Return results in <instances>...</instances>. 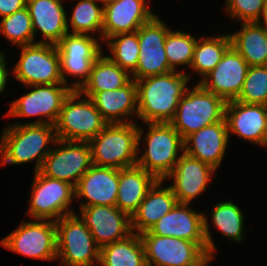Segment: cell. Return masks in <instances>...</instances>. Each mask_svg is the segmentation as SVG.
I'll use <instances>...</instances> for the list:
<instances>
[{
    "label": "cell",
    "mask_w": 267,
    "mask_h": 266,
    "mask_svg": "<svg viewBox=\"0 0 267 266\" xmlns=\"http://www.w3.org/2000/svg\"><path fill=\"white\" fill-rule=\"evenodd\" d=\"M147 266H208L213 259L206 242L159 236L149 230L140 234Z\"/></svg>",
    "instance_id": "cell-6"
},
{
    "label": "cell",
    "mask_w": 267,
    "mask_h": 266,
    "mask_svg": "<svg viewBox=\"0 0 267 266\" xmlns=\"http://www.w3.org/2000/svg\"><path fill=\"white\" fill-rule=\"evenodd\" d=\"M170 30L159 16L155 15L149 22L138 29L139 58L133 80L174 71L165 54V40Z\"/></svg>",
    "instance_id": "cell-16"
},
{
    "label": "cell",
    "mask_w": 267,
    "mask_h": 266,
    "mask_svg": "<svg viewBox=\"0 0 267 266\" xmlns=\"http://www.w3.org/2000/svg\"><path fill=\"white\" fill-rule=\"evenodd\" d=\"M244 214L233 201H221L211 212L212 223L227 239L241 243L245 235Z\"/></svg>",
    "instance_id": "cell-33"
},
{
    "label": "cell",
    "mask_w": 267,
    "mask_h": 266,
    "mask_svg": "<svg viewBox=\"0 0 267 266\" xmlns=\"http://www.w3.org/2000/svg\"><path fill=\"white\" fill-rule=\"evenodd\" d=\"M53 145H58V147L51 148L44 159L40 172L49 178L76 186L79 179L93 165L89 143L57 138Z\"/></svg>",
    "instance_id": "cell-15"
},
{
    "label": "cell",
    "mask_w": 267,
    "mask_h": 266,
    "mask_svg": "<svg viewBox=\"0 0 267 266\" xmlns=\"http://www.w3.org/2000/svg\"><path fill=\"white\" fill-rule=\"evenodd\" d=\"M26 5L27 0H0V17L11 15L25 8Z\"/></svg>",
    "instance_id": "cell-39"
},
{
    "label": "cell",
    "mask_w": 267,
    "mask_h": 266,
    "mask_svg": "<svg viewBox=\"0 0 267 266\" xmlns=\"http://www.w3.org/2000/svg\"><path fill=\"white\" fill-rule=\"evenodd\" d=\"M20 58L13 74L24 86L64 83L57 45L34 43L20 46Z\"/></svg>",
    "instance_id": "cell-10"
},
{
    "label": "cell",
    "mask_w": 267,
    "mask_h": 266,
    "mask_svg": "<svg viewBox=\"0 0 267 266\" xmlns=\"http://www.w3.org/2000/svg\"><path fill=\"white\" fill-rule=\"evenodd\" d=\"M55 224L57 259L62 266H98L100 248L78 214L66 215Z\"/></svg>",
    "instance_id": "cell-8"
},
{
    "label": "cell",
    "mask_w": 267,
    "mask_h": 266,
    "mask_svg": "<svg viewBox=\"0 0 267 266\" xmlns=\"http://www.w3.org/2000/svg\"><path fill=\"white\" fill-rule=\"evenodd\" d=\"M156 181L151 173L138 165L119 169L116 207L132 217Z\"/></svg>",
    "instance_id": "cell-27"
},
{
    "label": "cell",
    "mask_w": 267,
    "mask_h": 266,
    "mask_svg": "<svg viewBox=\"0 0 267 266\" xmlns=\"http://www.w3.org/2000/svg\"><path fill=\"white\" fill-rule=\"evenodd\" d=\"M228 135L267 147V105L229 101L225 108Z\"/></svg>",
    "instance_id": "cell-19"
},
{
    "label": "cell",
    "mask_w": 267,
    "mask_h": 266,
    "mask_svg": "<svg viewBox=\"0 0 267 266\" xmlns=\"http://www.w3.org/2000/svg\"><path fill=\"white\" fill-rule=\"evenodd\" d=\"M103 54L95 60L87 81L78 90L85 97L92 98L97 92L121 88L132 79L126 70Z\"/></svg>",
    "instance_id": "cell-29"
},
{
    "label": "cell",
    "mask_w": 267,
    "mask_h": 266,
    "mask_svg": "<svg viewBox=\"0 0 267 266\" xmlns=\"http://www.w3.org/2000/svg\"><path fill=\"white\" fill-rule=\"evenodd\" d=\"M0 33L5 36L12 45L18 47L31 45L34 42L33 25L30 18L29 10L27 7L12 13L11 15L4 16L0 20Z\"/></svg>",
    "instance_id": "cell-35"
},
{
    "label": "cell",
    "mask_w": 267,
    "mask_h": 266,
    "mask_svg": "<svg viewBox=\"0 0 267 266\" xmlns=\"http://www.w3.org/2000/svg\"><path fill=\"white\" fill-rule=\"evenodd\" d=\"M209 164L194 157L182 153L172 172L165 180L173 179L169 186L173 190L178 203L190 204V202L201 195L215 174Z\"/></svg>",
    "instance_id": "cell-20"
},
{
    "label": "cell",
    "mask_w": 267,
    "mask_h": 266,
    "mask_svg": "<svg viewBox=\"0 0 267 266\" xmlns=\"http://www.w3.org/2000/svg\"><path fill=\"white\" fill-rule=\"evenodd\" d=\"M92 164L116 169L135 166L138 155V124L110 123L88 141Z\"/></svg>",
    "instance_id": "cell-4"
},
{
    "label": "cell",
    "mask_w": 267,
    "mask_h": 266,
    "mask_svg": "<svg viewBox=\"0 0 267 266\" xmlns=\"http://www.w3.org/2000/svg\"><path fill=\"white\" fill-rule=\"evenodd\" d=\"M226 104L224 99L198 83L191 90H186L170 124L185 140L203 127L224 120Z\"/></svg>",
    "instance_id": "cell-5"
},
{
    "label": "cell",
    "mask_w": 267,
    "mask_h": 266,
    "mask_svg": "<svg viewBox=\"0 0 267 266\" xmlns=\"http://www.w3.org/2000/svg\"><path fill=\"white\" fill-rule=\"evenodd\" d=\"M110 54L108 58L132 75L137 68L139 58L138 30L130 33H121L105 40Z\"/></svg>",
    "instance_id": "cell-34"
},
{
    "label": "cell",
    "mask_w": 267,
    "mask_h": 266,
    "mask_svg": "<svg viewBox=\"0 0 267 266\" xmlns=\"http://www.w3.org/2000/svg\"><path fill=\"white\" fill-rule=\"evenodd\" d=\"M100 1H101V3H103V4H100V5L104 6V5H109L111 3L118 2V1H121V0H100Z\"/></svg>",
    "instance_id": "cell-42"
},
{
    "label": "cell",
    "mask_w": 267,
    "mask_h": 266,
    "mask_svg": "<svg viewBox=\"0 0 267 266\" xmlns=\"http://www.w3.org/2000/svg\"><path fill=\"white\" fill-rule=\"evenodd\" d=\"M208 216L197 212L190 204L177 203L149 230L159 236H171L192 242H206L207 253L214 259L216 246L209 229Z\"/></svg>",
    "instance_id": "cell-14"
},
{
    "label": "cell",
    "mask_w": 267,
    "mask_h": 266,
    "mask_svg": "<svg viewBox=\"0 0 267 266\" xmlns=\"http://www.w3.org/2000/svg\"><path fill=\"white\" fill-rule=\"evenodd\" d=\"M119 169L92 165L75 186V198H85L80 207L116 206Z\"/></svg>",
    "instance_id": "cell-22"
},
{
    "label": "cell",
    "mask_w": 267,
    "mask_h": 266,
    "mask_svg": "<svg viewBox=\"0 0 267 266\" xmlns=\"http://www.w3.org/2000/svg\"><path fill=\"white\" fill-rule=\"evenodd\" d=\"M148 126L145 150L141 153V141L144 129L138 126L139 167L151 173L157 180H165L172 172L177 161L184 152V140L170 123H145ZM140 148V149H139ZM182 152V153H181ZM141 153V155H139ZM178 153H180L178 155Z\"/></svg>",
    "instance_id": "cell-3"
},
{
    "label": "cell",
    "mask_w": 267,
    "mask_h": 266,
    "mask_svg": "<svg viewBox=\"0 0 267 266\" xmlns=\"http://www.w3.org/2000/svg\"><path fill=\"white\" fill-rule=\"evenodd\" d=\"M57 140L55 126L50 124L15 123L7 125L0 138V164H23L35 161L34 172L40 171L51 151L48 144Z\"/></svg>",
    "instance_id": "cell-2"
},
{
    "label": "cell",
    "mask_w": 267,
    "mask_h": 266,
    "mask_svg": "<svg viewBox=\"0 0 267 266\" xmlns=\"http://www.w3.org/2000/svg\"><path fill=\"white\" fill-rule=\"evenodd\" d=\"M57 49L63 82L68 86L66 76L75 77L78 81H72L69 86L79 90L87 81L93 63L103 53L100 40L88 34L67 33L57 44Z\"/></svg>",
    "instance_id": "cell-12"
},
{
    "label": "cell",
    "mask_w": 267,
    "mask_h": 266,
    "mask_svg": "<svg viewBox=\"0 0 267 266\" xmlns=\"http://www.w3.org/2000/svg\"><path fill=\"white\" fill-rule=\"evenodd\" d=\"M229 138L224 119L189 135L184 140V152L217 170L223 162Z\"/></svg>",
    "instance_id": "cell-23"
},
{
    "label": "cell",
    "mask_w": 267,
    "mask_h": 266,
    "mask_svg": "<svg viewBox=\"0 0 267 266\" xmlns=\"http://www.w3.org/2000/svg\"><path fill=\"white\" fill-rule=\"evenodd\" d=\"M192 73L172 71L136 80L137 116L143 123H170Z\"/></svg>",
    "instance_id": "cell-1"
},
{
    "label": "cell",
    "mask_w": 267,
    "mask_h": 266,
    "mask_svg": "<svg viewBox=\"0 0 267 266\" xmlns=\"http://www.w3.org/2000/svg\"><path fill=\"white\" fill-rule=\"evenodd\" d=\"M107 124L93 100L73 90L65 99L54 126L58 139L88 142Z\"/></svg>",
    "instance_id": "cell-7"
},
{
    "label": "cell",
    "mask_w": 267,
    "mask_h": 266,
    "mask_svg": "<svg viewBox=\"0 0 267 266\" xmlns=\"http://www.w3.org/2000/svg\"><path fill=\"white\" fill-rule=\"evenodd\" d=\"M98 2L101 3L100 0L77 1L71 17H67L68 33L88 35L92 33L93 35V33L96 34L95 32L98 31L99 39L102 40L104 6L98 5ZM69 27L72 29L71 32H69Z\"/></svg>",
    "instance_id": "cell-32"
},
{
    "label": "cell",
    "mask_w": 267,
    "mask_h": 266,
    "mask_svg": "<svg viewBox=\"0 0 267 266\" xmlns=\"http://www.w3.org/2000/svg\"><path fill=\"white\" fill-rule=\"evenodd\" d=\"M230 46V33L215 37H204L203 35L195 44L190 69L200 75L202 80L221 61Z\"/></svg>",
    "instance_id": "cell-31"
},
{
    "label": "cell",
    "mask_w": 267,
    "mask_h": 266,
    "mask_svg": "<svg viewBox=\"0 0 267 266\" xmlns=\"http://www.w3.org/2000/svg\"><path fill=\"white\" fill-rule=\"evenodd\" d=\"M197 39L192 35L181 31L169 30L165 40V54L169 66L176 71V66L190 67Z\"/></svg>",
    "instance_id": "cell-36"
},
{
    "label": "cell",
    "mask_w": 267,
    "mask_h": 266,
    "mask_svg": "<svg viewBox=\"0 0 267 266\" xmlns=\"http://www.w3.org/2000/svg\"><path fill=\"white\" fill-rule=\"evenodd\" d=\"M0 245L25 257L52 261L57 259V228L55 221L32 219L21 221Z\"/></svg>",
    "instance_id": "cell-9"
},
{
    "label": "cell",
    "mask_w": 267,
    "mask_h": 266,
    "mask_svg": "<svg viewBox=\"0 0 267 266\" xmlns=\"http://www.w3.org/2000/svg\"><path fill=\"white\" fill-rule=\"evenodd\" d=\"M264 8V0H226L225 12L234 20L258 22Z\"/></svg>",
    "instance_id": "cell-38"
},
{
    "label": "cell",
    "mask_w": 267,
    "mask_h": 266,
    "mask_svg": "<svg viewBox=\"0 0 267 266\" xmlns=\"http://www.w3.org/2000/svg\"><path fill=\"white\" fill-rule=\"evenodd\" d=\"M62 0H27L34 35L41 32L44 40L36 43L57 45L68 33L67 13Z\"/></svg>",
    "instance_id": "cell-24"
},
{
    "label": "cell",
    "mask_w": 267,
    "mask_h": 266,
    "mask_svg": "<svg viewBox=\"0 0 267 266\" xmlns=\"http://www.w3.org/2000/svg\"><path fill=\"white\" fill-rule=\"evenodd\" d=\"M28 212L32 219L52 220L75 213L70 203L75 198V186L34 172ZM55 218V219H53Z\"/></svg>",
    "instance_id": "cell-11"
},
{
    "label": "cell",
    "mask_w": 267,
    "mask_h": 266,
    "mask_svg": "<svg viewBox=\"0 0 267 266\" xmlns=\"http://www.w3.org/2000/svg\"><path fill=\"white\" fill-rule=\"evenodd\" d=\"M239 31L230 34L232 47L249 66L267 65V30L258 22H242Z\"/></svg>",
    "instance_id": "cell-28"
},
{
    "label": "cell",
    "mask_w": 267,
    "mask_h": 266,
    "mask_svg": "<svg viewBox=\"0 0 267 266\" xmlns=\"http://www.w3.org/2000/svg\"><path fill=\"white\" fill-rule=\"evenodd\" d=\"M33 90L11 102L6 117H39L28 124L55 125L65 99L73 91L65 83L27 86Z\"/></svg>",
    "instance_id": "cell-13"
},
{
    "label": "cell",
    "mask_w": 267,
    "mask_h": 266,
    "mask_svg": "<svg viewBox=\"0 0 267 266\" xmlns=\"http://www.w3.org/2000/svg\"><path fill=\"white\" fill-rule=\"evenodd\" d=\"M80 219L101 249L133 233L131 217L116 206L95 205L80 207Z\"/></svg>",
    "instance_id": "cell-17"
},
{
    "label": "cell",
    "mask_w": 267,
    "mask_h": 266,
    "mask_svg": "<svg viewBox=\"0 0 267 266\" xmlns=\"http://www.w3.org/2000/svg\"><path fill=\"white\" fill-rule=\"evenodd\" d=\"M164 180H157L148 190L144 200L131 217L132 231L141 234L151 227L178 203L169 185L163 187Z\"/></svg>",
    "instance_id": "cell-26"
},
{
    "label": "cell",
    "mask_w": 267,
    "mask_h": 266,
    "mask_svg": "<svg viewBox=\"0 0 267 266\" xmlns=\"http://www.w3.org/2000/svg\"><path fill=\"white\" fill-rule=\"evenodd\" d=\"M6 58L3 52H0V93L3 92L6 88V84L8 82V68L5 61Z\"/></svg>",
    "instance_id": "cell-40"
},
{
    "label": "cell",
    "mask_w": 267,
    "mask_h": 266,
    "mask_svg": "<svg viewBox=\"0 0 267 266\" xmlns=\"http://www.w3.org/2000/svg\"><path fill=\"white\" fill-rule=\"evenodd\" d=\"M249 67L231 45L216 67L198 83L226 102L233 101L242 90Z\"/></svg>",
    "instance_id": "cell-18"
},
{
    "label": "cell",
    "mask_w": 267,
    "mask_h": 266,
    "mask_svg": "<svg viewBox=\"0 0 267 266\" xmlns=\"http://www.w3.org/2000/svg\"><path fill=\"white\" fill-rule=\"evenodd\" d=\"M149 0H121L104 5L102 42L111 36L137 31L156 14L148 6Z\"/></svg>",
    "instance_id": "cell-21"
},
{
    "label": "cell",
    "mask_w": 267,
    "mask_h": 266,
    "mask_svg": "<svg viewBox=\"0 0 267 266\" xmlns=\"http://www.w3.org/2000/svg\"><path fill=\"white\" fill-rule=\"evenodd\" d=\"M91 99L108 124L134 123L133 118L126 119L135 114L137 117V85L133 79L121 88L97 92Z\"/></svg>",
    "instance_id": "cell-25"
},
{
    "label": "cell",
    "mask_w": 267,
    "mask_h": 266,
    "mask_svg": "<svg viewBox=\"0 0 267 266\" xmlns=\"http://www.w3.org/2000/svg\"><path fill=\"white\" fill-rule=\"evenodd\" d=\"M236 100L246 104L267 105V65L249 67Z\"/></svg>",
    "instance_id": "cell-37"
},
{
    "label": "cell",
    "mask_w": 267,
    "mask_h": 266,
    "mask_svg": "<svg viewBox=\"0 0 267 266\" xmlns=\"http://www.w3.org/2000/svg\"><path fill=\"white\" fill-rule=\"evenodd\" d=\"M98 266H147L140 234L133 232L125 239L102 247Z\"/></svg>",
    "instance_id": "cell-30"
},
{
    "label": "cell",
    "mask_w": 267,
    "mask_h": 266,
    "mask_svg": "<svg viewBox=\"0 0 267 266\" xmlns=\"http://www.w3.org/2000/svg\"><path fill=\"white\" fill-rule=\"evenodd\" d=\"M258 23H260L267 30V0H264L263 12Z\"/></svg>",
    "instance_id": "cell-41"
}]
</instances>
